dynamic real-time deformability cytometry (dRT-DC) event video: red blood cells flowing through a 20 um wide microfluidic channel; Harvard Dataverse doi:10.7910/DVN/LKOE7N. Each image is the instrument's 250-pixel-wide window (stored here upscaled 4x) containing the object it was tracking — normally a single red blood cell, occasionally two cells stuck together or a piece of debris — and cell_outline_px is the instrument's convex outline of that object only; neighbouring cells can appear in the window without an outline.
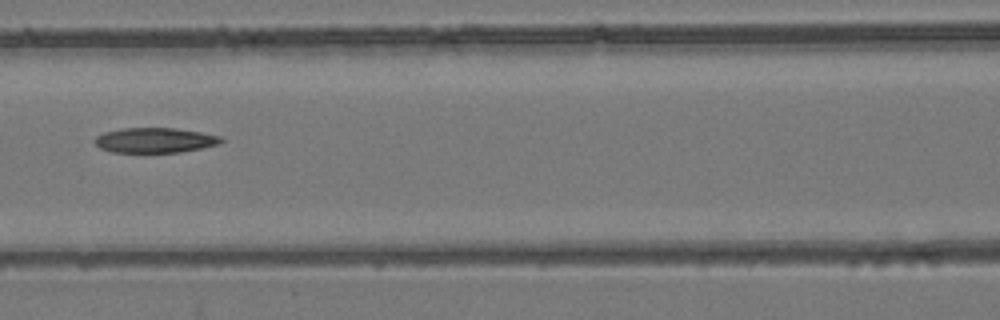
{"species": "common noctule bat (a hibernating species)", "species_latin": "Nyctalus noctula", "temperature_condition": "room temperature", "stored_images_in_passage": 7, "camera_frame_rate_fps": 3000, "um_per_image_px": 0.085, "animal": {"sex": "female", "body_mass_g": 24.6, "forearm_length_mm": 56.2}, "frame": {"image": 1, "passage_image": 6, "time_ms": 1.667, "image_size_px": [1000, 320], "cell_outline_px": [[224, 140], [220, 144], [180, 152], [108, 152], [100, 148], [96, 144], [96, 136], [104, 132], [124, 128], [176, 128], [200, 132], [220, 136]], "centroid_in_image_um": [13.17, 11.92], "position_along_channel_um": 153.4, "area_um2": 18.32}}
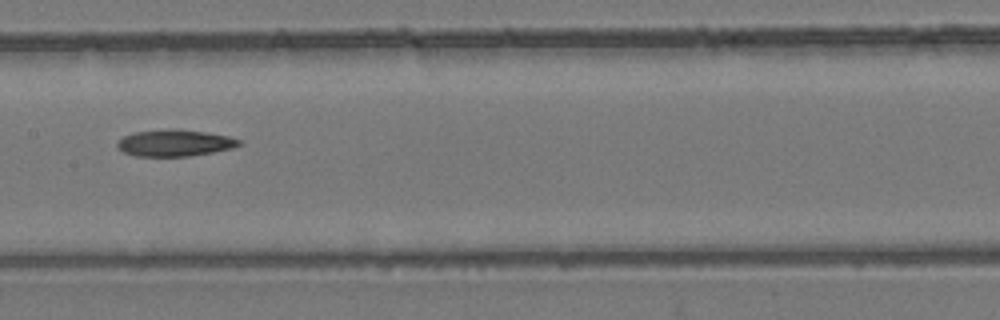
{"frame": {"image": 2, "passage_image": 7, "time_ms": 2.0, "image_size_px": [1000, 320], "cell_outline_px": [[240, 144], [232, 148], [212, 152], [188, 156], [136, 156], [124, 152], [116, 144], [124, 136], [136, 132], [204, 132], [228, 136], [240, 140]], "centroid_in_image_um": [14.87, 12.21], "position_along_channel_um": 192.5, "area_um2": 17.57}}